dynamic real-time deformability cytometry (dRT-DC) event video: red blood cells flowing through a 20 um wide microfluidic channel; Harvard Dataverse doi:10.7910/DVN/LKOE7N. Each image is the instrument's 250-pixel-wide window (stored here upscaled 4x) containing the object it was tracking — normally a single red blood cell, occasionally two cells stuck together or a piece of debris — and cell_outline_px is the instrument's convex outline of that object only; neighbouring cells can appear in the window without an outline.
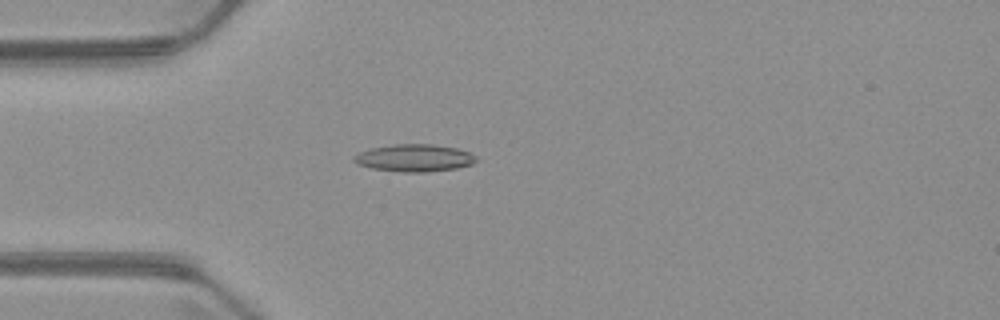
{"species": "common noctule bat (a hibernating species)", "species_latin": "Nyctalus noctula", "temperature_condition": "warm", "stored_images_in_passage": 4, "camera_frame_rate_fps": 3000, "um_per_image_px": 0.085, "animal": {"sex": "male", "body_mass_g": 23.1, "forearm_length_mm": 52.7}, "frame": {"image": 1, "passage_image": 4, "time_ms": 4.0, "image_size_px": [1000, 320], "cell_outline_px": [[476, 160], [472, 164], [456, 168], [428, 172], [404, 172], [372, 168], [356, 164], [352, 160], [352, 156], [360, 152], [372, 148], [396, 144], [432, 144], [456, 148], [468, 152], [476, 156]], "centroid_in_image_um": [35.2, 13.43], "position_along_channel_um": 49.8, "area_um2": 19.36}}